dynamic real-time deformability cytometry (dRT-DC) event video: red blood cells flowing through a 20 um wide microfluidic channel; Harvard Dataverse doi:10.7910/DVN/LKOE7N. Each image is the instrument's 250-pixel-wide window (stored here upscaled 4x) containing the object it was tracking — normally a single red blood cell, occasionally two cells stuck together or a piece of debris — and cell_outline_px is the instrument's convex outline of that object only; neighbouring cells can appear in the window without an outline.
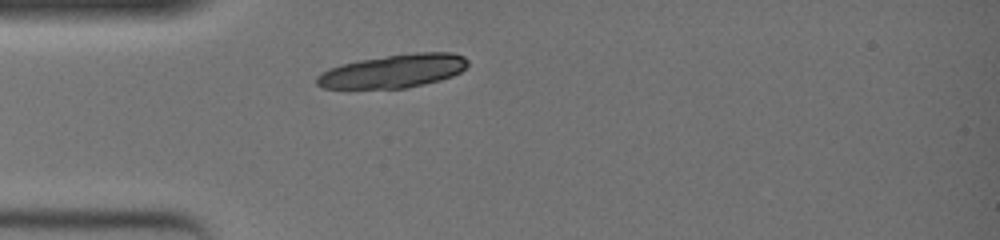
{"species": "common noctule bat (a hibernating species)", "species_latin": "Nyctalus noctula", "temperature_condition": "warm", "stored_images_in_passage": 31, "camera_frame_rate_fps": 3000, "um_per_image_px": 0.085, "animal": {"sex": "female", "body_mass_g": 19.0, "forearm_length_mm": 51.5}, "frame": {"image": 1, "passage_image": 1, "time_ms": 0.0, "image_size_px": [1000, 240], "cell_outline_px": [[468, 64], [460, 72], [452, 76], [440, 80], [424, 84], [404, 88], [324, 88], [316, 84], [316, 76], [320, 72], [328, 68], [360, 60], [416, 52], [452, 52], [464, 56], [468, 60]], "centroid_in_image_um": [33.45, 6.04], "position_along_channel_um": 51.6, "area_um2": 29.19}}